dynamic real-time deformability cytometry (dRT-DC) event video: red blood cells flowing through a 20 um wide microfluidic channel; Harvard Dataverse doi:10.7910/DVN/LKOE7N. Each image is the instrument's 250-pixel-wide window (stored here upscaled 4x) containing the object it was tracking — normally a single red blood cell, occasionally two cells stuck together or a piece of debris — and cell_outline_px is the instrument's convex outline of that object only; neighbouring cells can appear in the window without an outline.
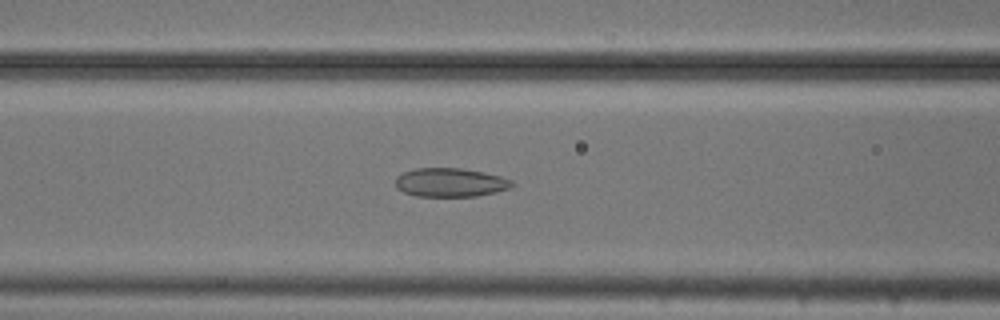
{"species": "common noctule bat (a hibernating species)", "species_latin": "Nyctalus noctula", "temperature_condition": "cold", "stored_images_in_passage": 47, "camera_frame_rate_fps": 3000, "um_per_image_px": 0.085, "animal": {"sex": "male", "body_mass_g": 20.5, "forearm_length_mm": 52.5}, "frame": {"image": 1, "passage_image": 15, "time_ms": 4.667, "image_size_px": [1000, 320], "cell_outline_px": [[516, 184], [512, 188], [496, 192], [476, 196], [416, 196], [404, 192], [396, 188], [396, 176], [404, 172], [416, 168], [460, 168], [484, 172], [500, 176], [512, 180]], "centroid_in_image_um": [38.31, 15.51], "position_along_channel_um": 128.3, "area_um2": 19.65}}
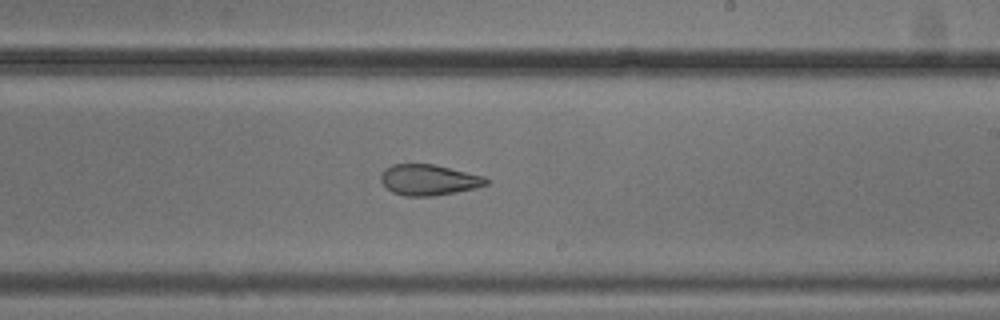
{"frame": {"image": 2, "passage_image": 25, "time_ms": 8.0, "image_size_px": [1000, 320], "cell_outline_px": [[488, 184], [476, 188], [456, 192], [432, 196], [404, 196], [392, 192], [380, 180], [380, 176], [384, 168], [392, 164], [432, 164], [484, 176], [488, 180]], "centroid_in_image_um": [36.42, 15.29], "position_along_channel_um": 252.6, "area_um2": 18.84}}
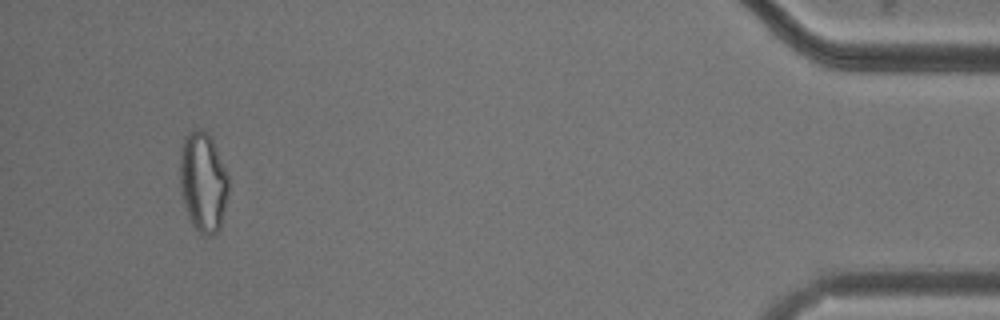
{"frame": {"image": 3, "passage_image": 44, "time_ms": 14.333, "image_size_px": [1000, 320], "cell_outline_px": [[228, 192], [220, 228], [216, 232], [208, 236], [204, 236], [192, 224], [184, 204], [180, 188], [180, 152], [184, 136], [192, 128], [200, 128], [208, 132], [228, 172]], "centroid_in_image_um": [17.26, 15.42], "position_along_channel_um": 417.9, "area_um2": 28.44}, "authors_computed_cell_mechanics": {"area_um2": 22.7154, "velocity_mm_per_s": 3.7351, "shape_relaxation_time_tau1_ms": null, "shape_relaxation_time_tau2_ms": 2.938, "deformation_change_tau1": null, "deformation_change_tau2": 0.0986}}